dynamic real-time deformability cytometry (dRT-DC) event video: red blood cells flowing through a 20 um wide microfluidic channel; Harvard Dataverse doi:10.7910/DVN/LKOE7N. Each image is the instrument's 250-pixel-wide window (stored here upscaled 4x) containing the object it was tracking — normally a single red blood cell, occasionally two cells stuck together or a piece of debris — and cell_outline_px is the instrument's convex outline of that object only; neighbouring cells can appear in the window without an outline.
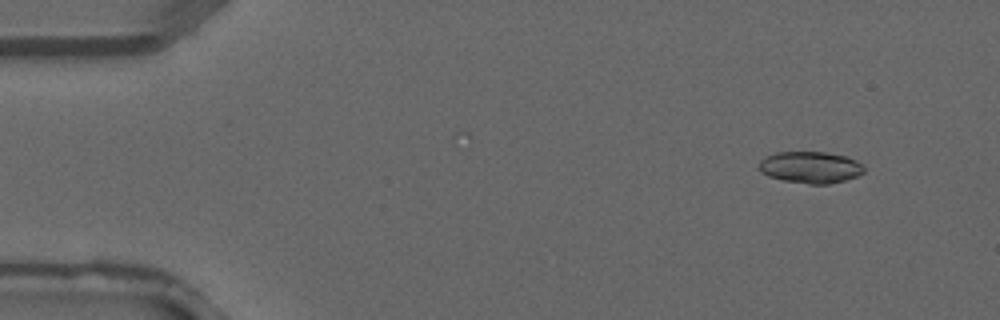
{"species": "common noctule bat (a hibernating species)", "species_latin": "Nyctalus noctula", "temperature_condition": "warm", "stored_images_in_passage": 3, "camera_frame_rate_fps": 3000, "um_per_image_px": 0.085, "animal": {"sex": "male", "forearm_length_mm": 52.5}, "frame": {"image": 1, "passage_image": 1, "time_ms": 0.0, "image_size_px": [1000, 320], "cell_outline_px": [[864, 172], [856, 176], [844, 180], [828, 184], [808, 184], [784, 180], [768, 176], [760, 172], [760, 160], [776, 152], [824, 152], [848, 156], [864, 164]], "centroid_in_image_um": [68.92, 14.22], "position_along_channel_um": 16.1, "area_um2": 19.36}}
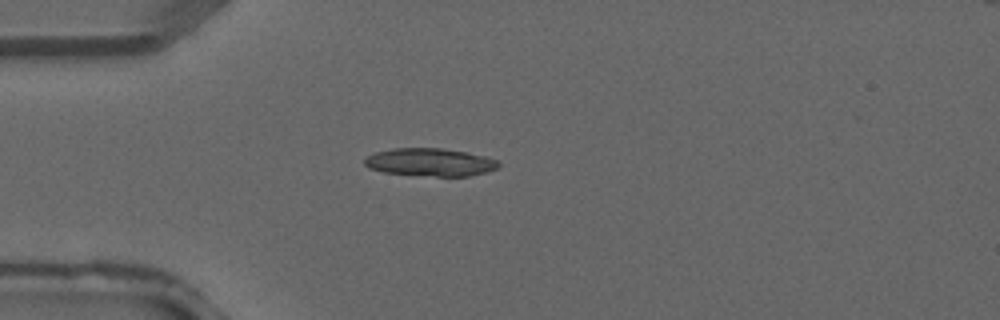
{"frame": {"image": 2, "passage_image": 3, "time_ms": 0.667, "image_size_px": [1000, 320], "cell_outline_px": [[500, 164], [496, 168], [484, 172], [468, 176], [436, 176], [384, 172], [368, 168], [364, 164], [364, 160], [368, 156], [376, 152], [392, 148], [440, 148], [468, 152], [500, 160]], "centroid_in_image_um": [36.57, 13.78], "position_along_channel_um": 48.4, "area_um2": 21.62}}